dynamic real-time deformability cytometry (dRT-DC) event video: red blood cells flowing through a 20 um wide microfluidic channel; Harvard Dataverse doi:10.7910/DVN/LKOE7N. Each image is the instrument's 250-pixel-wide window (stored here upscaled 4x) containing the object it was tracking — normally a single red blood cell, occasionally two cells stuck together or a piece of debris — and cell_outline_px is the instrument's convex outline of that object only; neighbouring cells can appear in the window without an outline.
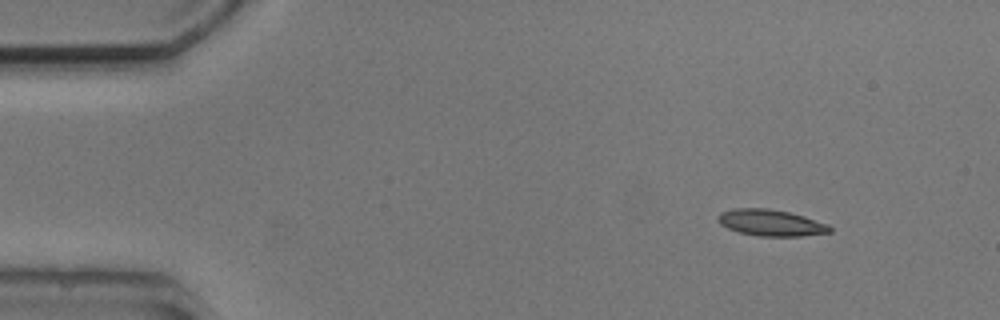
{"species": "common noctule bat (a hibernating species)", "species_latin": "Nyctalus noctula", "temperature_condition": "cold", "stored_images_in_passage": 4, "segment_of_instrument_passage": [1, 2], "camera_frame_rate_fps": 3000, "um_per_image_px": 0.085, "animal": {"sex": "male", "body_mass_g": 20.5, "forearm_length_mm": 52.5}, "frame": {"image": 1, "passage_image": 1, "time_ms": 0.0, "image_size_px": [1000, 320], "cell_outline_px": [[832, 232], [800, 236], [756, 236], [740, 232], [728, 228], [720, 224], [720, 212], [732, 208], [768, 208], [788, 212], [804, 216], [828, 224], [832, 228]], "centroid_in_image_um": [65.55, 18.93], "position_along_channel_um": 19.5, "area_um2": 17.11}}
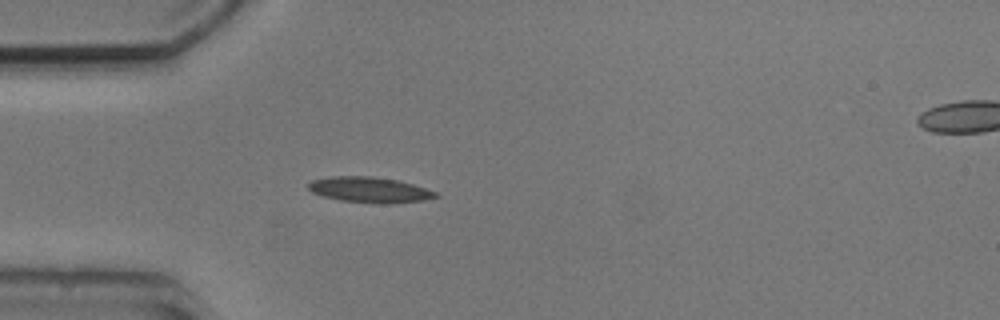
{"frame": {"image": 2, "passage_image": 3, "time_ms": 3.0, "image_size_px": [1000, 320], "cell_outline_px": [[440, 196], [424, 200], [388, 204], [340, 200], [324, 196], [312, 192], [308, 188], [308, 184], [312, 180], [332, 176], [372, 176], [396, 180], [412, 184], [436, 192]], "centroid_in_image_um": [31.41, 16.13], "position_along_channel_um": 53.6, "area_um2": 18.73}}